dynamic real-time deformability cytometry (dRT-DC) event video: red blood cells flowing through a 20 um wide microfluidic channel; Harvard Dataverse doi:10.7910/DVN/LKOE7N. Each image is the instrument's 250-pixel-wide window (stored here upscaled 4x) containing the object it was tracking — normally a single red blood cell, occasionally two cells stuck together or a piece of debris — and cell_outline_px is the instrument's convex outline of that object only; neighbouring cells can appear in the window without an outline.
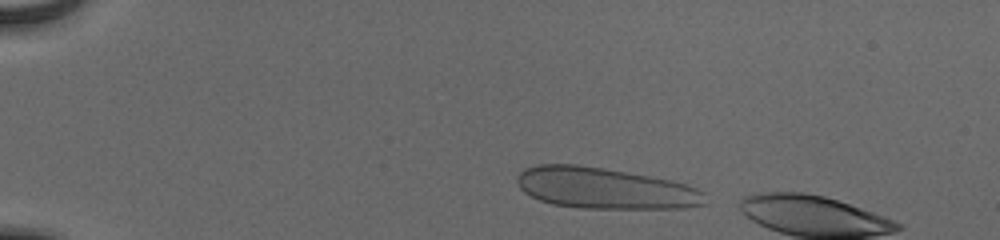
{"species": "human", "species_latin": "Homo sapiens", "temperature_condition": "cold", "stored_images_in_passage": 7, "camera_frame_rate_fps": 3000, "um_per_image_px": 0.085, "donor": {"sex": "male"}, "frame": {"image": 1, "passage_image": 2, "time_ms": 0.333, "image_size_px": [1000, 240], "cell_outline_px": [[704, 204], [684, 208], [580, 208], [552, 204], [540, 200], [524, 192], [516, 184], [516, 176], [524, 168], [536, 164], [576, 164], [604, 168], [672, 180], [696, 188], [704, 192]], "centroid_in_image_um": [51.36, 15.99], "position_along_channel_um": 33.6, "area_um2": 45.08}}